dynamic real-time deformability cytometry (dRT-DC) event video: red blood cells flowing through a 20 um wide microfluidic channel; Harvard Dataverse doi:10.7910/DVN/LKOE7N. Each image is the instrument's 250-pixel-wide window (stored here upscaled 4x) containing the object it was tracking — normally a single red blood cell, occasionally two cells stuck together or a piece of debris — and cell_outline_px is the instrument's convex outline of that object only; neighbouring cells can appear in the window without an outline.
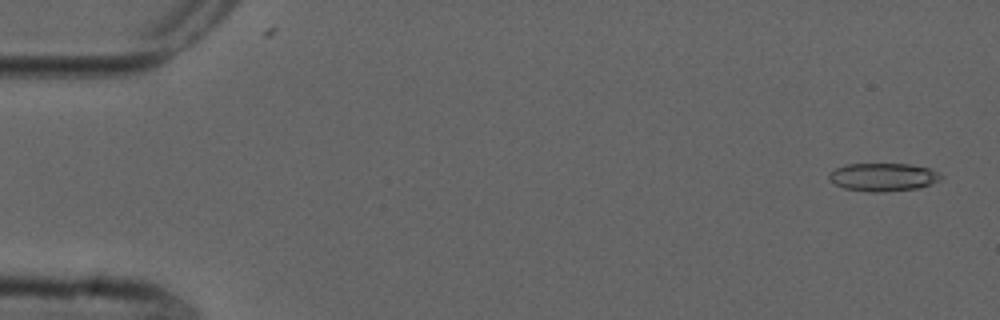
{"species": "common noctule bat (a hibernating species)", "species_latin": "Nyctalus noctula", "temperature_condition": "cold", "stored_images_in_passage": 5, "camera_frame_rate_fps": 3000, "um_per_image_px": 0.085, "animal": {"sex": "male", "forearm_length_mm": 52.5}, "frame": {"image": 1, "passage_image": 1, "time_ms": 0.0, "image_size_px": [1000, 320], "cell_outline_px": [[944, 176], [940, 180], [920, 188], [884, 192], [868, 192], [844, 188], [836, 184], [828, 176], [836, 168], [848, 164], [908, 164], [928, 168], [940, 172]], "centroid_in_image_um": [75.12, 15.06], "position_along_channel_um": 9.9, "area_um2": 18.26}}
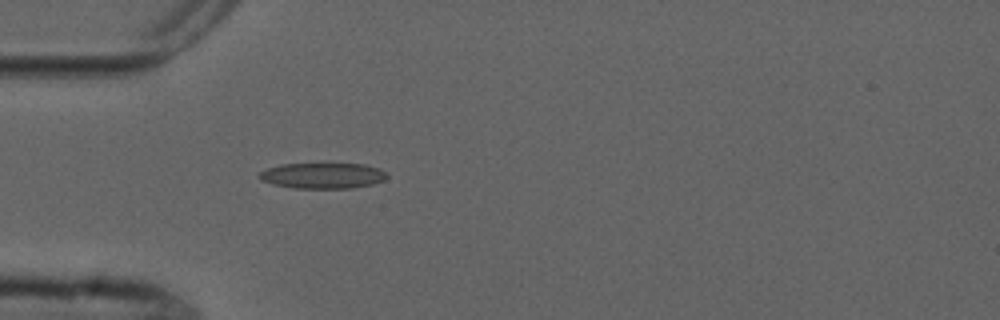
{"frame": {"image": 2, "passage_image": 5, "time_ms": 4.667, "image_size_px": [1000, 320], "cell_outline_px": [[388, 176], [384, 180], [372, 184], [352, 188], [296, 188], [272, 184], [260, 180], [256, 176], [260, 172], [268, 168], [280, 164], [364, 164], [380, 168], [388, 172]], "centroid_in_image_um": [27.44, 14.93], "position_along_channel_um": 57.6, "area_um2": 19.25}}